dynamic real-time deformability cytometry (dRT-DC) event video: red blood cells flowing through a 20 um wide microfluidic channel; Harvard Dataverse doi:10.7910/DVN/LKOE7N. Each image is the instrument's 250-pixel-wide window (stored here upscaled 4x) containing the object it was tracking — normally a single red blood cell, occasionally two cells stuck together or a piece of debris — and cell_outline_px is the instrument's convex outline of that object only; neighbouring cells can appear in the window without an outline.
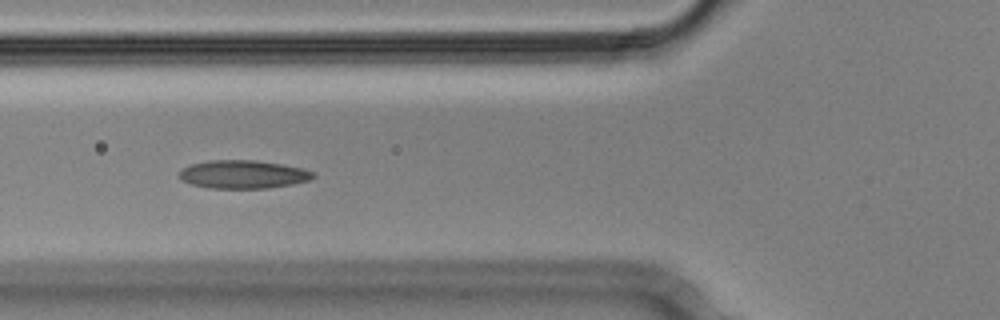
{"species": "Egyptian fruit bat (a non-hibernating species)", "species_latin": "Rousettus aegyptiacus", "temperature_condition": "cold", "stored_images_in_passage": 11, "camera_frame_rate_fps": 3000, "um_per_image_px": 0.085, "animal": {"sex": "male"}, "frame": {"image": 1, "passage_image": 4, "time_ms": 1.0, "image_size_px": [1000, 320], "cell_outline_px": [[316, 176], [308, 180], [292, 184], [268, 188], [208, 188], [192, 184], [180, 180], [176, 176], [184, 168], [192, 164], [208, 160], [256, 160], [280, 164], [300, 168], [316, 172]], "centroid_in_image_um": [20.64, 14.82], "position_along_channel_um": 105.2, "area_um2": 22.02}}
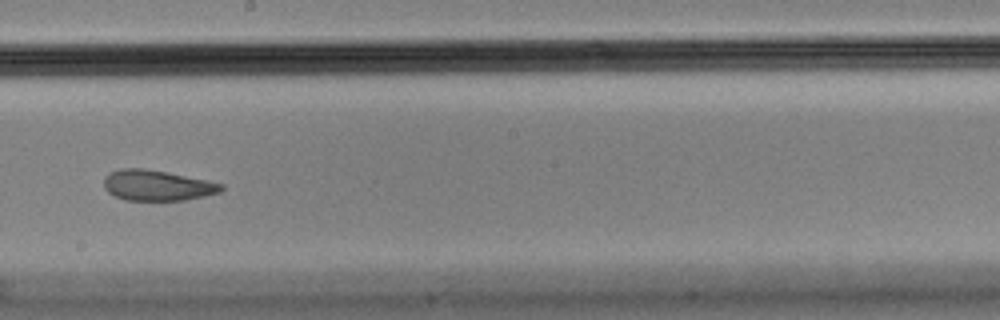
{"frame": {"image": 2, "passage_image": 7, "time_ms": 2.0, "image_size_px": [1000, 320], "cell_outline_px": [[224, 188], [220, 192], [204, 196], [184, 200], [124, 200], [108, 192], [104, 188], [104, 176], [108, 172], [120, 168], [144, 168], [168, 172], [208, 180], [224, 184]], "centroid_in_image_um": [13.35, 15.74], "position_along_channel_um": 234.9, "area_um2": 21.1}}
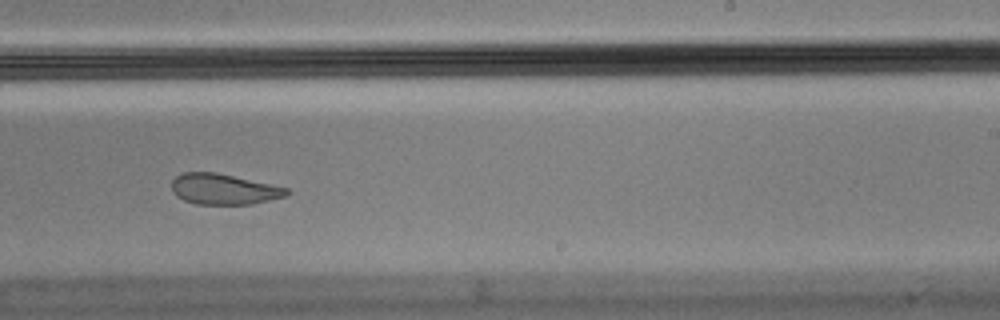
{"frame": {"image": 3, "passage_image": 8, "time_ms": 2.333, "image_size_px": [1000, 320], "cell_outline_px": [[292, 192], [288, 196], [252, 204], [196, 204], [184, 200], [176, 196], [172, 192], [172, 180], [180, 172], [216, 172], [272, 184], [288, 188]], "centroid_in_image_um": [19.04, 16.07], "position_along_channel_um": 270.0, "area_um2": 20.81}}